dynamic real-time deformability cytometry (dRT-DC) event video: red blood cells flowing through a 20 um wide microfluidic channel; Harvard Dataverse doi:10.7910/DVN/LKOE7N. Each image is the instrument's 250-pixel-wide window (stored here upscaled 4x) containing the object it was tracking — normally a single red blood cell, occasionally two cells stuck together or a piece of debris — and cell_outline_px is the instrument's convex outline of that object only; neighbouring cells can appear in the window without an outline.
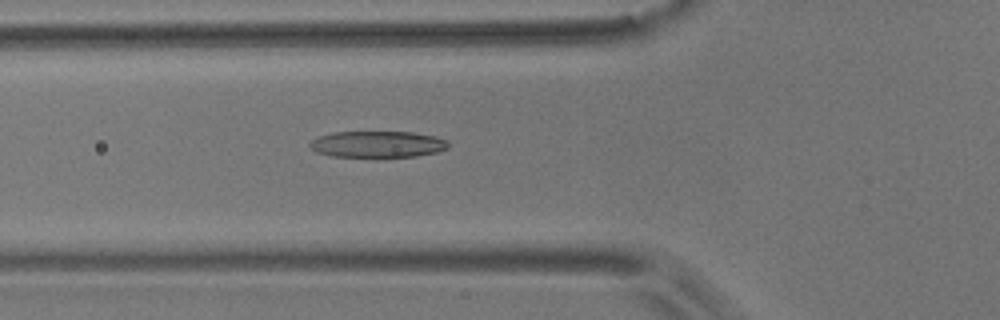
{"species": "common noctule bat (a hibernating species)", "species_latin": "Nyctalus noctula", "temperature_condition": "room temperature", "stored_images_in_passage": 48, "camera_frame_rate_fps": 3000, "um_per_image_px": 0.085, "animal": {"sex": "male", "body_mass_g": 17.9}, "frame": {"image": 1, "passage_image": 17, "time_ms": 5.333, "image_size_px": [1000, 320], "cell_outline_px": [[448, 148], [436, 152], [416, 156], [380, 160], [376, 160], [332, 156], [316, 152], [308, 144], [312, 140], [320, 136], [332, 132], [412, 132], [436, 136], [448, 140]], "centroid_in_image_um": [32.1, 12.31], "position_along_channel_um": 93.7, "area_um2": 22.37}}
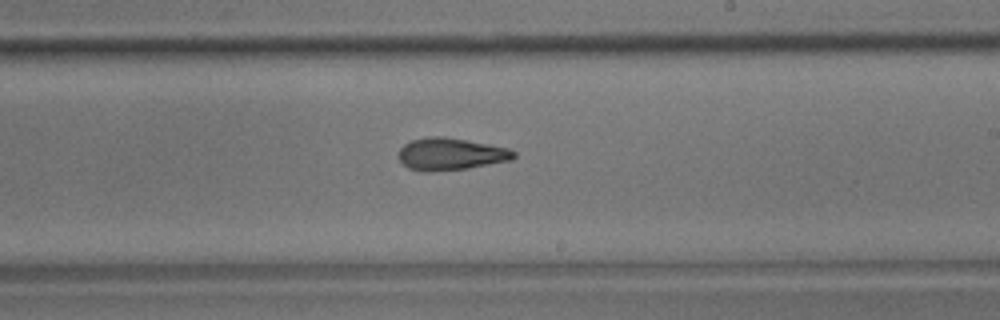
{"frame": {"image": 2, "passage_image": 30, "time_ms": 9.667, "image_size_px": [1000, 320], "cell_outline_px": [[516, 156], [512, 160], [468, 168], [428, 172], [420, 172], [408, 168], [396, 156], [400, 148], [404, 144], [412, 140], [428, 136], [440, 136], [464, 140], [508, 148], [516, 152]], "centroid_in_image_um": [38.27, 13.11], "position_along_channel_um": 250.7, "area_um2": 21.62}}
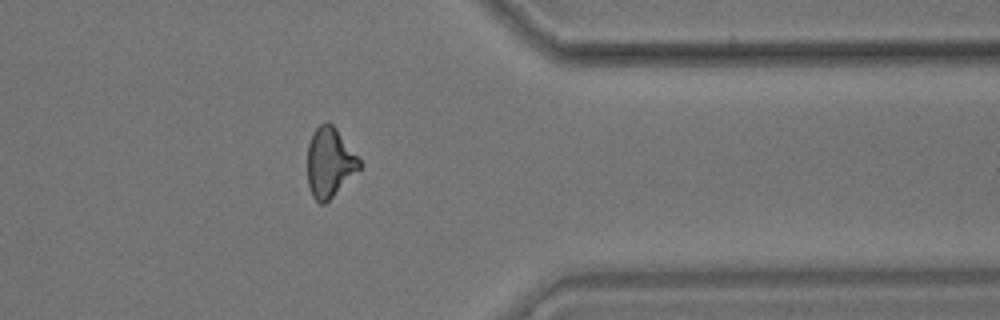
{"frame": {"image": 3, "passage_image": 42, "time_ms": 13.667, "image_size_px": [1000, 320], "cell_outline_px": [[360, 168], [324, 204], [320, 204], [312, 196], [308, 184], [308, 144], [316, 128], [324, 120], [328, 120], [336, 128], [360, 160]], "centroid_in_image_um": [28.0, 13.78], "position_along_channel_um": 383.4, "area_um2": 20.69}}